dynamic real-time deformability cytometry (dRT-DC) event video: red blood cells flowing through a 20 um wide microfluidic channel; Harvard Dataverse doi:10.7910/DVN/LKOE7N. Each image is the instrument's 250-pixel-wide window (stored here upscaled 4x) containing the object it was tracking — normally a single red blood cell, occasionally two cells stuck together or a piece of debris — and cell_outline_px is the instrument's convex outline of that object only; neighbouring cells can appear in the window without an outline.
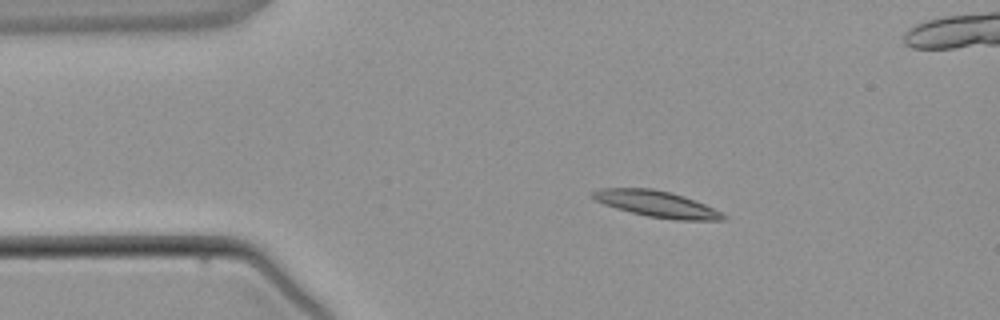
{"species": "common noctule bat (a hibernating species)", "species_latin": "Nyctalus noctula", "temperature_condition": "warm", "stored_images_in_passage": 3, "camera_frame_rate_fps": 3000, "um_per_image_px": 0.085, "animal": {"sex": "male", "body_mass_g": 21.5, "forearm_length_mm": 52.0}, "frame": {"image": 1, "passage_image": 1, "time_ms": 0.0, "image_size_px": [1000, 320], "cell_outline_px": [[728, 220], [676, 220], [648, 216], [616, 208], [604, 204], [588, 196], [588, 192], [600, 188], [652, 188], [684, 196], [704, 204], [728, 216]], "centroid_in_image_um": [55.78, 17.33], "position_along_channel_um": 29.2, "area_um2": 19.94}}